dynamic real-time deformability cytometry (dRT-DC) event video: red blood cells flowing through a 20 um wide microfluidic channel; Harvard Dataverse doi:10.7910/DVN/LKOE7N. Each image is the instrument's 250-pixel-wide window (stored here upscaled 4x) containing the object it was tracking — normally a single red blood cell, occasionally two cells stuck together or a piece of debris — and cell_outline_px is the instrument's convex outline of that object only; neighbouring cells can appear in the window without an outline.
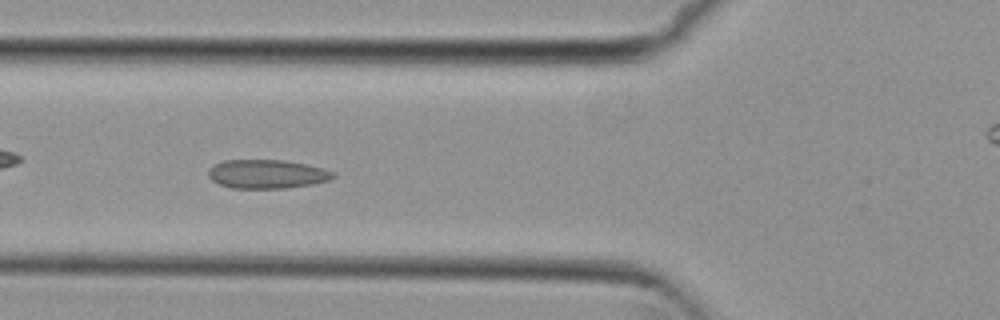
{"species": "common noctule bat (a hibernating species)", "species_latin": "Nyctalus noctula", "temperature_condition": "cold", "stored_images_in_passage": 37, "camera_frame_rate_fps": 3000, "um_per_image_px": 0.085, "animal": {"sex": "female", "body_mass_g": 29.2, "forearm_length_mm": 56.3}, "frame": {"image": 1, "passage_image": 4, "time_ms": 1.0, "image_size_px": [1000, 320], "cell_outline_px": [[336, 176], [332, 180], [312, 184], [288, 188], [232, 188], [220, 184], [212, 180], [208, 176], [208, 168], [212, 164], [224, 160], [284, 160], [324, 168], [336, 172]], "centroid_in_image_um": [22.71, 14.79], "position_along_channel_um": 103.1, "area_um2": 21.21}}
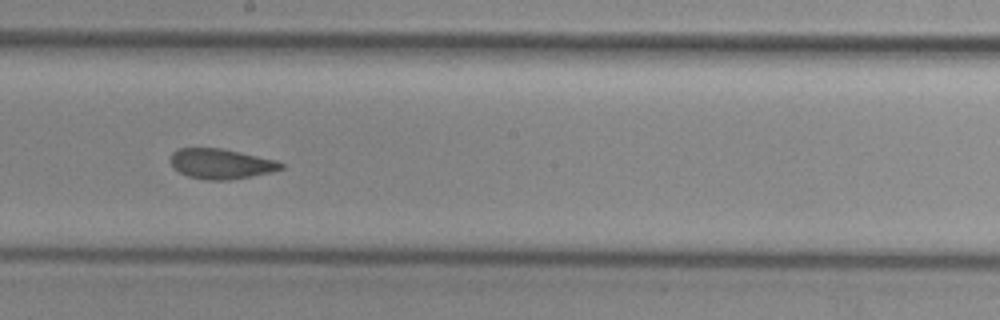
{"frame": {"image": 2, "passage_image": 14, "time_ms": 4.333, "image_size_px": [1000, 320], "cell_outline_px": [[284, 168], [272, 172], [252, 176], [228, 180], [204, 180], [188, 176], [172, 168], [168, 160], [172, 152], [180, 148], [220, 148], [276, 160], [284, 164]], "centroid_in_image_um": [18.74, 13.93], "position_along_channel_um": 229.5, "area_um2": 19.54}}
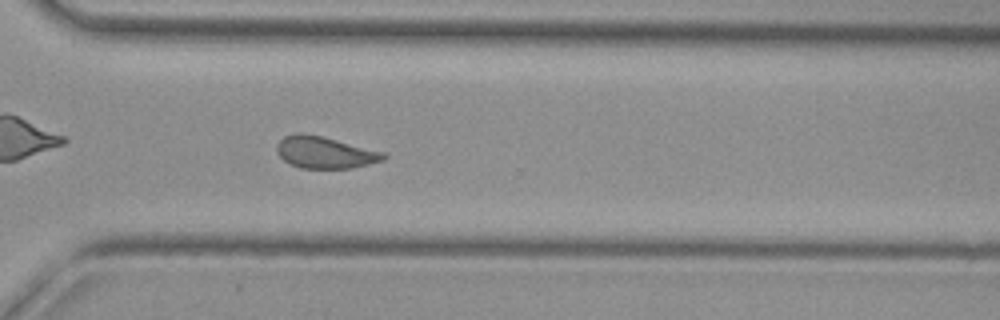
{"frame": {"image": 3, "passage_image": 23, "time_ms": 7.333, "image_size_px": [1000, 320], "cell_outline_px": [[388, 156], [384, 160], [352, 168], [300, 168], [288, 164], [276, 152], [276, 144], [284, 136], [296, 132], [304, 132], [384, 152]], "centroid_in_image_um": [27.57, 12.95], "position_along_channel_um": 343.0, "area_um2": 19.83}}